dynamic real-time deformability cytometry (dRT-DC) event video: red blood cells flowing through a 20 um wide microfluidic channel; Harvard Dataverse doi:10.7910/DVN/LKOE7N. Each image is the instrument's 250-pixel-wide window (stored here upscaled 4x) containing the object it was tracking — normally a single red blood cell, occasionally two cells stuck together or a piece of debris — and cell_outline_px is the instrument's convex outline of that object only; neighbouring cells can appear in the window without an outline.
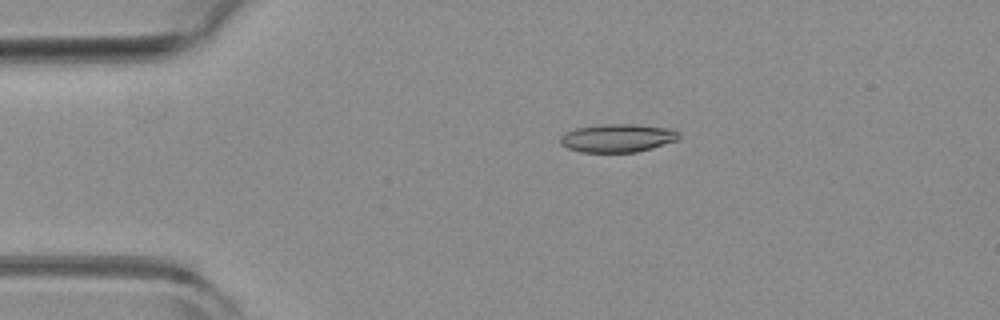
{"species": "common noctule bat (a hibernating species)", "species_latin": "Nyctalus noctula", "temperature_condition": "room temperature", "stored_images_in_passage": 44, "camera_frame_rate_fps": 3000, "um_per_image_px": 0.085, "animal": {"sex": "female", "body_mass_g": 19.3, "forearm_length_mm": 54.1}, "frame": {"image": 1, "passage_image": 1, "time_ms": 0.0, "image_size_px": [1000, 320], "cell_outline_px": [[680, 136], [676, 140], [652, 148], [636, 152], [580, 152], [568, 148], [560, 144], [560, 136], [564, 132], [576, 128], [600, 124], [636, 124], [668, 128], [680, 132]], "centroid_in_image_um": [52.46, 11.73], "position_along_channel_um": 32.5, "area_um2": 19.59}}
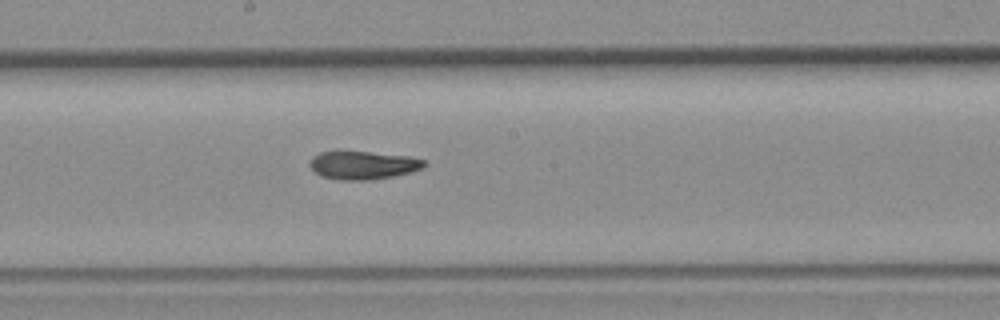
{"frame": {"image": 2, "passage_image": 19, "time_ms": 6.0, "image_size_px": [1000, 320], "cell_outline_px": [[428, 164], [424, 168], [412, 172], [372, 180], [336, 180], [320, 176], [308, 164], [312, 156], [320, 152], [368, 152], [408, 156], [424, 160]], "centroid_in_image_um": [30.87, 14.05], "position_along_channel_um": 217.3, "area_um2": 18.84}}
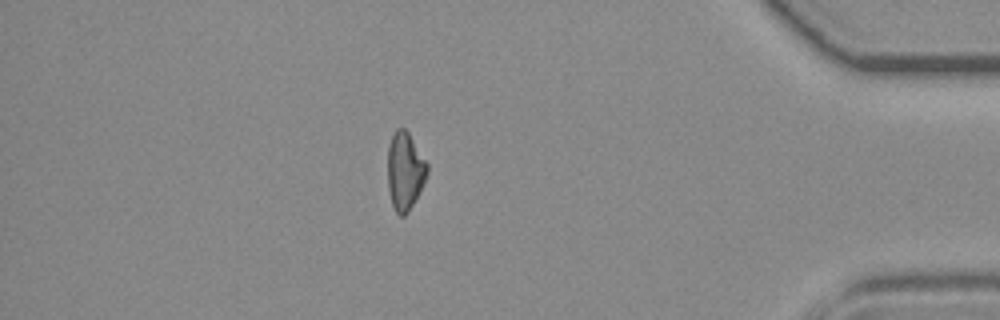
{"frame": {"image": 3, "passage_image": 37, "time_ms": 12.0, "image_size_px": [1000, 320], "cell_outline_px": [[428, 172], [408, 212], [404, 216], [400, 216], [396, 212], [392, 204], [388, 188], [388, 144], [396, 128], [404, 128], [408, 132], [428, 164]], "centroid_in_image_um": [34.4, 14.51], "position_along_channel_um": 400.8, "area_um2": 17.63}, "authors_computed_cell_mechanics": {"area_um2": 18.9873, "velocity_mm_per_s": 3.795, "shape_relaxation_time_tau1_ms": 11.3496, "shape_relaxation_time_tau2_ms": 1.7359, "deformation_change_tau1": 0.2667, "deformation_change_tau2": 0.0732}}